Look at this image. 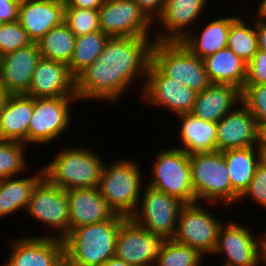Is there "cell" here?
I'll return each instance as SVG.
<instances>
[{
  "label": "cell",
  "instance_id": "obj_1",
  "mask_svg": "<svg viewBox=\"0 0 266 266\" xmlns=\"http://www.w3.org/2000/svg\"><path fill=\"white\" fill-rule=\"evenodd\" d=\"M149 39L109 37L96 61L76 77L78 99L100 98L114 103L136 77L146 78L155 42Z\"/></svg>",
  "mask_w": 266,
  "mask_h": 266
},
{
  "label": "cell",
  "instance_id": "obj_2",
  "mask_svg": "<svg viewBox=\"0 0 266 266\" xmlns=\"http://www.w3.org/2000/svg\"><path fill=\"white\" fill-rule=\"evenodd\" d=\"M126 219L115 214L110 220L71 229L63 239L65 266H102L114 256L117 232Z\"/></svg>",
  "mask_w": 266,
  "mask_h": 266
},
{
  "label": "cell",
  "instance_id": "obj_3",
  "mask_svg": "<svg viewBox=\"0 0 266 266\" xmlns=\"http://www.w3.org/2000/svg\"><path fill=\"white\" fill-rule=\"evenodd\" d=\"M95 154L84 148L66 147L43 167L44 177L65 191L98 187L104 163L103 158Z\"/></svg>",
  "mask_w": 266,
  "mask_h": 266
},
{
  "label": "cell",
  "instance_id": "obj_4",
  "mask_svg": "<svg viewBox=\"0 0 266 266\" xmlns=\"http://www.w3.org/2000/svg\"><path fill=\"white\" fill-rule=\"evenodd\" d=\"M139 167L129 159L104 164L98 189L115 214L130 218L136 212L143 190Z\"/></svg>",
  "mask_w": 266,
  "mask_h": 266
},
{
  "label": "cell",
  "instance_id": "obj_5",
  "mask_svg": "<svg viewBox=\"0 0 266 266\" xmlns=\"http://www.w3.org/2000/svg\"><path fill=\"white\" fill-rule=\"evenodd\" d=\"M194 203L206 201L223 205L233 204V188L221 151L199 152L189 155Z\"/></svg>",
  "mask_w": 266,
  "mask_h": 266
},
{
  "label": "cell",
  "instance_id": "obj_6",
  "mask_svg": "<svg viewBox=\"0 0 266 266\" xmlns=\"http://www.w3.org/2000/svg\"><path fill=\"white\" fill-rule=\"evenodd\" d=\"M152 62L167 77L197 93L211 84L203 59L192 54L181 41H155L152 47Z\"/></svg>",
  "mask_w": 266,
  "mask_h": 266
},
{
  "label": "cell",
  "instance_id": "obj_7",
  "mask_svg": "<svg viewBox=\"0 0 266 266\" xmlns=\"http://www.w3.org/2000/svg\"><path fill=\"white\" fill-rule=\"evenodd\" d=\"M149 187L165 192L183 204L194 203L189 155L179 149L160 150L155 157Z\"/></svg>",
  "mask_w": 266,
  "mask_h": 266
},
{
  "label": "cell",
  "instance_id": "obj_8",
  "mask_svg": "<svg viewBox=\"0 0 266 266\" xmlns=\"http://www.w3.org/2000/svg\"><path fill=\"white\" fill-rule=\"evenodd\" d=\"M136 212L130 217L151 233L173 239L180 211L184 204L165 192L146 185ZM141 204V206H140Z\"/></svg>",
  "mask_w": 266,
  "mask_h": 266
},
{
  "label": "cell",
  "instance_id": "obj_9",
  "mask_svg": "<svg viewBox=\"0 0 266 266\" xmlns=\"http://www.w3.org/2000/svg\"><path fill=\"white\" fill-rule=\"evenodd\" d=\"M222 222L199 202L184 204L173 240L198 250L202 255L212 254Z\"/></svg>",
  "mask_w": 266,
  "mask_h": 266
},
{
  "label": "cell",
  "instance_id": "obj_10",
  "mask_svg": "<svg viewBox=\"0 0 266 266\" xmlns=\"http://www.w3.org/2000/svg\"><path fill=\"white\" fill-rule=\"evenodd\" d=\"M254 236L252 231L237 222L222 224L213 254L226 256L222 266H259L263 259L266 234Z\"/></svg>",
  "mask_w": 266,
  "mask_h": 266
},
{
  "label": "cell",
  "instance_id": "obj_11",
  "mask_svg": "<svg viewBox=\"0 0 266 266\" xmlns=\"http://www.w3.org/2000/svg\"><path fill=\"white\" fill-rule=\"evenodd\" d=\"M75 100H79L77 96L34 98L28 144H46L61 136L71 122L69 105Z\"/></svg>",
  "mask_w": 266,
  "mask_h": 266
},
{
  "label": "cell",
  "instance_id": "obj_12",
  "mask_svg": "<svg viewBox=\"0 0 266 266\" xmlns=\"http://www.w3.org/2000/svg\"><path fill=\"white\" fill-rule=\"evenodd\" d=\"M167 240L127 218L117 232L114 257L130 266H153Z\"/></svg>",
  "mask_w": 266,
  "mask_h": 266
},
{
  "label": "cell",
  "instance_id": "obj_13",
  "mask_svg": "<svg viewBox=\"0 0 266 266\" xmlns=\"http://www.w3.org/2000/svg\"><path fill=\"white\" fill-rule=\"evenodd\" d=\"M142 86L143 100L174 112V116L191 113L197 92L167 77L152 61Z\"/></svg>",
  "mask_w": 266,
  "mask_h": 266
},
{
  "label": "cell",
  "instance_id": "obj_14",
  "mask_svg": "<svg viewBox=\"0 0 266 266\" xmlns=\"http://www.w3.org/2000/svg\"><path fill=\"white\" fill-rule=\"evenodd\" d=\"M28 213L37 221L53 227L56 238L64 239L69 233V203L66 191L43 177L34 187Z\"/></svg>",
  "mask_w": 266,
  "mask_h": 266
},
{
  "label": "cell",
  "instance_id": "obj_15",
  "mask_svg": "<svg viewBox=\"0 0 266 266\" xmlns=\"http://www.w3.org/2000/svg\"><path fill=\"white\" fill-rule=\"evenodd\" d=\"M152 24L132 0H105L99 8L100 30L109 37H149Z\"/></svg>",
  "mask_w": 266,
  "mask_h": 266
},
{
  "label": "cell",
  "instance_id": "obj_16",
  "mask_svg": "<svg viewBox=\"0 0 266 266\" xmlns=\"http://www.w3.org/2000/svg\"><path fill=\"white\" fill-rule=\"evenodd\" d=\"M12 240L4 266H65L64 241L53 235Z\"/></svg>",
  "mask_w": 266,
  "mask_h": 266
},
{
  "label": "cell",
  "instance_id": "obj_17",
  "mask_svg": "<svg viewBox=\"0 0 266 266\" xmlns=\"http://www.w3.org/2000/svg\"><path fill=\"white\" fill-rule=\"evenodd\" d=\"M26 95L32 98L77 96L76 78L67 64L41 57Z\"/></svg>",
  "mask_w": 266,
  "mask_h": 266
},
{
  "label": "cell",
  "instance_id": "obj_18",
  "mask_svg": "<svg viewBox=\"0 0 266 266\" xmlns=\"http://www.w3.org/2000/svg\"><path fill=\"white\" fill-rule=\"evenodd\" d=\"M41 58L36 42L0 57V84L9 94H26Z\"/></svg>",
  "mask_w": 266,
  "mask_h": 266
},
{
  "label": "cell",
  "instance_id": "obj_19",
  "mask_svg": "<svg viewBox=\"0 0 266 266\" xmlns=\"http://www.w3.org/2000/svg\"><path fill=\"white\" fill-rule=\"evenodd\" d=\"M239 104L217 122L218 151L256 146L258 124L249 109Z\"/></svg>",
  "mask_w": 266,
  "mask_h": 266
},
{
  "label": "cell",
  "instance_id": "obj_20",
  "mask_svg": "<svg viewBox=\"0 0 266 266\" xmlns=\"http://www.w3.org/2000/svg\"><path fill=\"white\" fill-rule=\"evenodd\" d=\"M65 5L50 0H21L18 22L32 42L64 22Z\"/></svg>",
  "mask_w": 266,
  "mask_h": 266
},
{
  "label": "cell",
  "instance_id": "obj_21",
  "mask_svg": "<svg viewBox=\"0 0 266 266\" xmlns=\"http://www.w3.org/2000/svg\"><path fill=\"white\" fill-rule=\"evenodd\" d=\"M66 194L69 203V232L73 228L110 220L115 215L98 187L70 189Z\"/></svg>",
  "mask_w": 266,
  "mask_h": 266
},
{
  "label": "cell",
  "instance_id": "obj_22",
  "mask_svg": "<svg viewBox=\"0 0 266 266\" xmlns=\"http://www.w3.org/2000/svg\"><path fill=\"white\" fill-rule=\"evenodd\" d=\"M208 0H166L161 15L157 18L162 27L160 34L154 37L155 41H181L189 31L194 21L202 15ZM191 23V25H190ZM187 29V30H186ZM166 31V32H164Z\"/></svg>",
  "mask_w": 266,
  "mask_h": 266
},
{
  "label": "cell",
  "instance_id": "obj_23",
  "mask_svg": "<svg viewBox=\"0 0 266 266\" xmlns=\"http://www.w3.org/2000/svg\"><path fill=\"white\" fill-rule=\"evenodd\" d=\"M241 102V90L227 84L211 83L197 94L191 113L199 119L217 123Z\"/></svg>",
  "mask_w": 266,
  "mask_h": 266
},
{
  "label": "cell",
  "instance_id": "obj_24",
  "mask_svg": "<svg viewBox=\"0 0 266 266\" xmlns=\"http://www.w3.org/2000/svg\"><path fill=\"white\" fill-rule=\"evenodd\" d=\"M34 112V98L10 94L0 112V139L28 143V129Z\"/></svg>",
  "mask_w": 266,
  "mask_h": 266
},
{
  "label": "cell",
  "instance_id": "obj_25",
  "mask_svg": "<svg viewBox=\"0 0 266 266\" xmlns=\"http://www.w3.org/2000/svg\"><path fill=\"white\" fill-rule=\"evenodd\" d=\"M210 83L242 88L247 76V63L228 47L203 58Z\"/></svg>",
  "mask_w": 266,
  "mask_h": 266
},
{
  "label": "cell",
  "instance_id": "obj_26",
  "mask_svg": "<svg viewBox=\"0 0 266 266\" xmlns=\"http://www.w3.org/2000/svg\"><path fill=\"white\" fill-rule=\"evenodd\" d=\"M237 17L238 15L225 16L208 21L198 36L192 30H188L189 33L181 40V43L200 59L214 54L227 47L229 27Z\"/></svg>",
  "mask_w": 266,
  "mask_h": 266
},
{
  "label": "cell",
  "instance_id": "obj_27",
  "mask_svg": "<svg viewBox=\"0 0 266 266\" xmlns=\"http://www.w3.org/2000/svg\"><path fill=\"white\" fill-rule=\"evenodd\" d=\"M176 116L181 121L179 137L183 146L179 149L188 155L217 150V123L199 119L192 113Z\"/></svg>",
  "mask_w": 266,
  "mask_h": 266
},
{
  "label": "cell",
  "instance_id": "obj_28",
  "mask_svg": "<svg viewBox=\"0 0 266 266\" xmlns=\"http://www.w3.org/2000/svg\"><path fill=\"white\" fill-rule=\"evenodd\" d=\"M233 188V203L238 202L254 177L262 158L256 146L223 151Z\"/></svg>",
  "mask_w": 266,
  "mask_h": 266
},
{
  "label": "cell",
  "instance_id": "obj_29",
  "mask_svg": "<svg viewBox=\"0 0 266 266\" xmlns=\"http://www.w3.org/2000/svg\"><path fill=\"white\" fill-rule=\"evenodd\" d=\"M34 175L0 180V219L22 208L27 210L34 187L44 177L43 168Z\"/></svg>",
  "mask_w": 266,
  "mask_h": 266
},
{
  "label": "cell",
  "instance_id": "obj_30",
  "mask_svg": "<svg viewBox=\"0 0 266 266\" xmlns=\"http://www.w3.org/2000/svg\"><path fill=\"white\" fill-rule=\"evenodd\" d=\"M76 36L63 22L61 25L50 29L36 43L40 56L69 65L72 58Z\"/></svg>",
  "mask_w": 266,
  "mask_h": 266
},
{
  "label": "cell",
  "instance_id": "obj_31",
  "mask_svg": "<svg viewBox=\"0 0 266 266\" xmlns=\"http://www.w3.org/2000/svg\"><path fill=\"white\" fill-rule=\"evenodd\" d=\"M109 36L101 30L76 37L72 58L68 65L76 78L102 53Z\"/></svg>",
  "mask_w": 266,
  "mask_h": 266
},
{
  "label": "cell",
  "instance_id": "obj_32",
  "mask_svg": "<svg viewBox=\"0 0 266 266\" xmlns=\"http://www.w3.org/2000/svg\"><path fill=\"white\" fill-rule=\"evenodd\" d=\"M247 24L239 16L230 24L227 47L248 63L258 50L255 23Z\"/></svg>",
  "mask_w": 266,
  "mask_h": 266
},
{
  "label": "cell",
  "instance_id": "obj_33",
  "mask_svg": "<svg viewBox=\"0 0 266 266\" xmlns=\"http://www.w3.org/2000/svg\"><path fill=\"white\" fill-rule=\"evenodd\" d=\"M202 257L198 250L168 239L153 266H201Z\"/></svg>",
  "mask_w": 266,
  "mask_h": 266
},
{
  "label": "cell",
  "instance_id": "obj_34",
  "mask_svg": "<svg viewBox=\"0 0 266 266\" xmlns=\"http://www.w3.org/2000/svg\"><path fill=\"white\" fill-rule=\"evenodd\" d=\"M26 146L22 142L0 139V180L16 177L26 169Z\"/></svg>",
  "mask_w": 266,
  "mask_h": 266
},
{
  "label": "cell",
  "instance_id": "obj_35",
  "mask_svg": "<svg viewBox=\"0 0 266 266\" xmlns=\"http://www.w3.org/2000/svg\"><path fill=\"white\" fill-rule=\"evenodd\" d=\"M64 23L76 37L100 31L99 10L65 7Z\"/></svg>",
  "mask_w": 266,
  "mask_h": 266
},
{
  "label": "cell",
  "instance_id": "obj_36",
  "mask_svg": "<svg viewBox=\"0 0 266 266\" xmlns=\"http://www.w3.org/2000/svg\"><path fill=\"white\" fill-rule=\"evenodd\" d=\"M33 43L18 21L0 23V57Z\"/></svg>",
  "mask_w": 266,
  "mask_h": 266
},
{
  "label": "cell",
  "instance_id": "obj_37",
  "mask_svg": "<svg viewBox=\"0 0 266 266\" xmlns=\"http://www.w3.org/2000/svg\"><path fill=\"white\" fill-rule=\"evenodd\" d=\"M241 102L249 109L257 124L266 123V83L244 85Z\"/></svg>",
  "mask_w": 266,
  "mask_h": 266
},
{
  "label": "cell",
  "instance_id": "obj_38",
  "mask_svg": "<svg viewBox=\"0 0 266 266\" xmlns=\"http://www.w3.org/2000/svg\"><path fill=\"white\" fill-rule=\"evenodd\" d=\"M252 198V201L254 200L255 203H258V205H261L263 208H266V161L261 160V162L257 165L254 177L252 178L249 187L247 190L242 194L240 197Z\"/></svg>",
  "mask_w": 266,
  "mask_h": 266
},
{
  "label": "cell",
  "instance_id": "obj_39",
  "mask_svg": "<svg viewBox=\"0 0 266 266\" xmlns=\"http://www.w3.org/2000/svg\"><path fill=\"white\" fill-rule=\"evenodd\" d=\"M264 83H266V52L258 49L247 63V76L244 85Z\"/></svg>",
  "mask_w": 266,
  "mask_h": 266
},
{
  "label": "cell",
  "instance_id": "obj_40",
  "mask_svg": "<svg viewBox=\"0 0 266 266\" xmlns=\"http://www.w3.org/2000/svg\"><path fill=\"white\" fill-rule=\"evenodd\" d=\"M147 15V17L155 22L161 15L166 0H132Z\"/></svg>",
  "mask_w": 266,
  "mask_h": 266
},
{
  "label": "cell",
  "instance_id": "obj_41",
  "mask_svg": "<svg viewBox=\"0 0 266 266\" xmlns=\"http://www.w3.org/2000/svg\"><path fill=\"white\" fill-rule=\"evenodd\" d=\"M21 0H0V23L18 21V8Z\"/></svg>",
  "mask_w": 266,
  "mask_h": 266
},
{
  "label": "cell",
  "instance_id": "obj_42",
  "mask_svg": "<svg viewBox=\"0 0 266 266\" xmlns=\"http://www.w3.org/2000/svg\"><path fill=\"white\" fill-rule=\"evenodd\" d=\"M255 17L258 49L266 52V17L259 14H255Z\"/></svg>",
  "mask_w": 266,
  "mask_h": 266
},
{
  "label": "cell",
  "instance_id": "obj_43",
  "mask_svg": "<svg viewBox=\"0 0 266 266\" xmlns=\"http://www.w3.org/2000/svg\"><path fill=\"white\" fill-rule=\"evenodd\" d=\"M105 0H68L65 7L99 10Z\"/></svg>",
  "mask_w": 266,
  "mask_h": 266
},
{
  "label": "cell",
  "instance_id": "obj_44",
  "mask_svg": "<svg viewBox=\"0 0 266 266\" xmlns=\"http://www.w3.org/2000/svg\"><path fill=\"white\" fill-rule=\"evenodd\" d=\"M256 148L264 160L266 158V123L258 124Z\"/></svg>",
  "mask_w": 266,
  "mask_h": 266
},
{
  "label": "cell",
  "instance_id": "obj_45",
  "mask_svg": "<svg viewBox=\"0 0 266 266\" xmlns=\"http://www.w3.org/2000/svg\"><path fill=\"white\" fill-rule=\"evenodd\" d=\"M102 266H130V265L125 263L123 260L113 256L110 259H108Z\"/></svg>",
  "mask_w": 266,
  "mask_h": 266
},
{
  "label": "cell",
  "instance_id": "obj_46",
  "mask_svg": "<svg viewBox=\"0 0 266 266\" xmlns=\"http://www.w3.org/2000/svg\"><path fill=\"white\" fill-rule=\"evenodd\" d=\"M10 94L4 89V87L0 84V112L5 106V103Z\"/></svg>",
  "mask_w": 266,
  "mask_h": 266
},
{
  "label": "cell",
  "instance_id": "obj_47",
  "mask_svg": "<svg viewBox=\"0 0 266 266\" xmlns=\"http://www.w3.org/2000/svg\"><path fill=\"white\" fill-rule=\"evenodd\" d=\"M258 7L259 8L256 10V13L266 17V0H261V3L258 5Z\"/></svg>",
  "mask_w": 266,
  "mask_h": 266
},
{
  "label": "cell",
  "instance_id": "obj_48",
  "mask_svg": "<svg viewBox=\"0 0 266 266\" xmlns=\"http://www.w3.org/2000/svg\"><path fill=\"white\" fill-rule=\"evenodd\" d=\"M262 262H264L266 265V234H265L264 241H263V259H262Z\"/></svg>",
  "mask_w": 266,
  "mask_h": 266
},
{
  "label": "cell",
  "instance_id": "obj_49",
  "mask_svg": "<svg viewBox=\"0 0 266 266\" xmlns=\"http://www.w3.org/2000/svg\"><path fill=\"white\" fill-rule=\"evenodd\" d=\"M50 1L58 2V3L65 5L68 0H50Z\"/></svg>",
  "mask_w": 266,
  "mask_h": 266
}]
</instances>
